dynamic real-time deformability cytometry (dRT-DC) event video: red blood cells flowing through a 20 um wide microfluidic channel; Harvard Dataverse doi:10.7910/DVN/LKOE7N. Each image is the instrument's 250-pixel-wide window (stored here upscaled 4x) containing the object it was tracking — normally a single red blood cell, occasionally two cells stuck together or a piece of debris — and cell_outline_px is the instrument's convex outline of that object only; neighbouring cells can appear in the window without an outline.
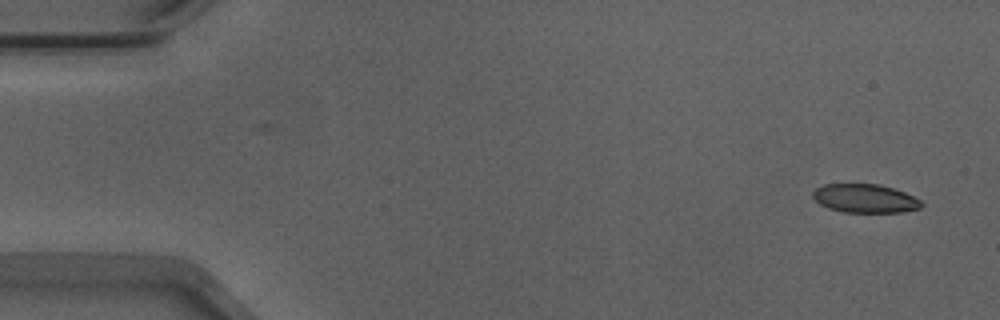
{"species": "Egyptian fruit bat (a non-hibernating species)", "species_latin": "Rousettus aegyptiacus", "temperature_condition": "warm", "stored_images_in_passage": 51, "camera_frame_rate_fps": 3000, "um_per_image_px": 0.085, "animal": {"sex": "male"}, "frame": {"image": 1, "passage_image": 1, "time_ms": 0.0, "image_size_px": [1000, 320], "cell_outline_px": [[924, 204], [920, 208], [900, 212], [844, 212], [828, 208], [820, 204], [812, 196], [812, 192], [816, 188], [824, 184], [880, 184], [904, 192], [920, 200]], "centroid_in_image_um": [73.51, 16.86], "position_along_channel_um": 11.5, "area_um2": 18.03}}
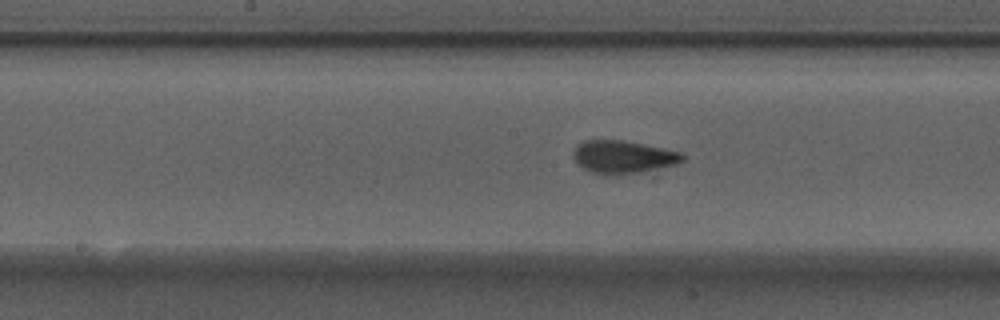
{"frame": {"image": 2, "passage_image": 25, "time_ms": 8.0, "image_size_px": [1000, 320], "cell_outline_px": [[684, 160], [676, 164], [640, 172], [604, 176], [592, 172], [576, 164], [572, 156], [572, 152], [576, 144], [584, 140], [624, 140], [664, 148], [680, 152], [684, 156]], "centroid_in_image_um": [52.9, 13.33], "position_along_channel_um": 195.3, "area_um2": 21.1}}
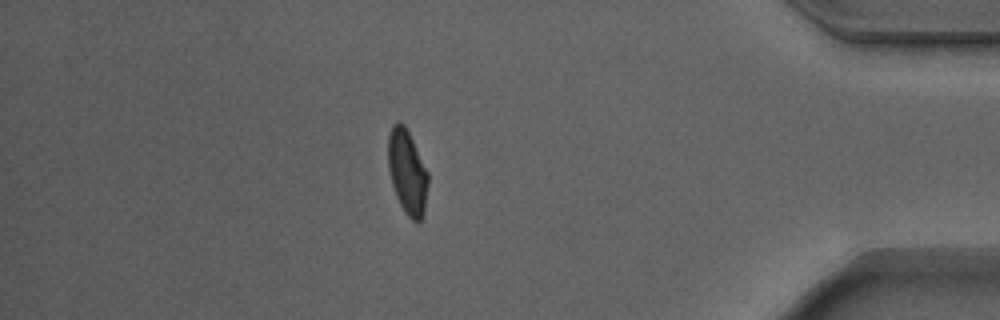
{"frame": {"image": 3, "passage_image": 44, "time_ms": 14.333, "image_size_px": [1000, 320], "cell_outline_px": [[428, 184], [424, 212], [420, 220], [416, 224], [404, 212], [396, 196], [392, 184], [388, 168], [388, 136], [392, 124], [396, 120], [400, 120], [404, 124], [428, 172]], "centroid_in_image_um": [34.6, 14.62], "position_along_channel_um": 400.6, "area_um2": 19.71}, "authors_computed_cell_mechanics": {"area_um2": 19.8832, "velocity_mm_per_s": 3.8914, "shape_relaxation_time_tau1_ms": 3.4921, "shape_relaxation_time_tau2_ms": 0.8647, "deformation_change_tau1": 0.1369, "deformation_change_tau2": 0.065}}